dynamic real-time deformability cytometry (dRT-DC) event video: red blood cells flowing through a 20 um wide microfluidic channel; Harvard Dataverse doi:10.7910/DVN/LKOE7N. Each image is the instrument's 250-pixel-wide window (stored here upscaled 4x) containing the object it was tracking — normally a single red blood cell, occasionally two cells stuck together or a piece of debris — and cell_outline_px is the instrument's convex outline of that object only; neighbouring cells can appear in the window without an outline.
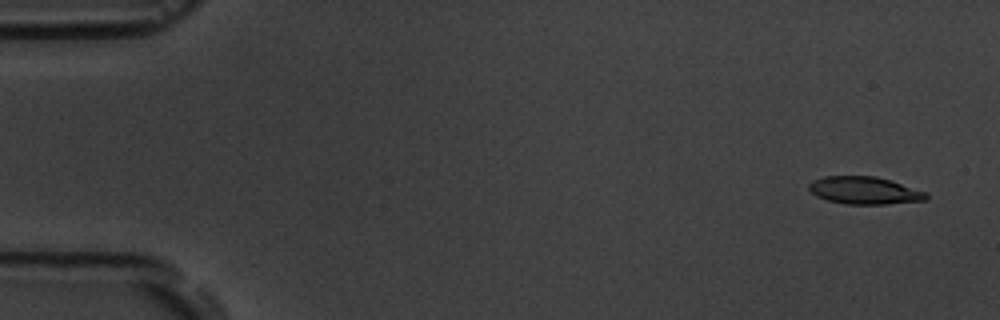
{"species": "common noctule bat (a hibernating species)", "species_latin": "Nyctalus noctula", "temperature_condition": "room temperature", "stored_images_in_passage": 5, "camera_frame_rate_fps": 3000, "um_per_image_px": 0.085, "animal": {"sex": "male", "body_mass_g": 19.5, "forearm_length_mm": 54.6}, "frame": {"image": 1, "passage_image": 1, "time_ms": 0.0, "image_size_px": [1000, 320], "cell_outline_px": [[928, 196], [924, 200], [884, 204], [844, 204], [828, 200], [816, 196], [808, 188], [808, 184], [812, 180], [824, 176], [876, 176], [892, 180], [924, 192]], "centroid_in_image_um": [73.42, 16.18], "position_along_channel_um": 11.6, "area_um2": 18.67}}
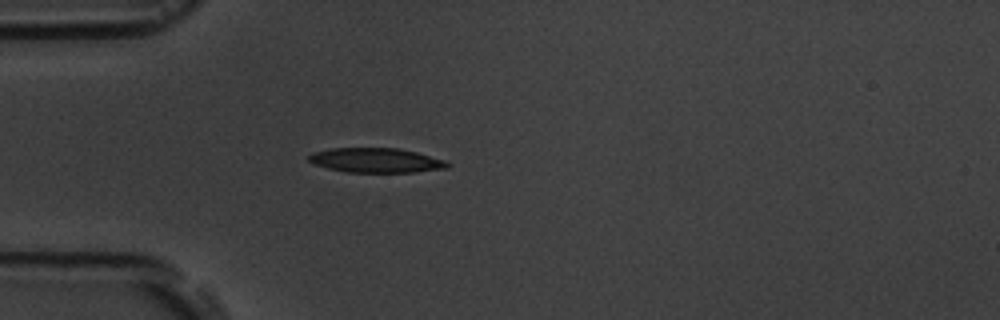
{"frame": {"image": 2, "passage_image": 5, "time_ms": 4.333, "image_size_px": [1000, 320], "cell_outline_px": [[452, 164], [448, 168], [416, 172], [348, 172], [328, 168], [316, 164], [308, 160], [308, 156], [312, 152], [332, 148], [400, 148], [416, 152], [444, 160]], "centroid_in_image_um": [31.99, 13.62], "position_along_channel_um": 53.0, "area_um2": 19.83}}